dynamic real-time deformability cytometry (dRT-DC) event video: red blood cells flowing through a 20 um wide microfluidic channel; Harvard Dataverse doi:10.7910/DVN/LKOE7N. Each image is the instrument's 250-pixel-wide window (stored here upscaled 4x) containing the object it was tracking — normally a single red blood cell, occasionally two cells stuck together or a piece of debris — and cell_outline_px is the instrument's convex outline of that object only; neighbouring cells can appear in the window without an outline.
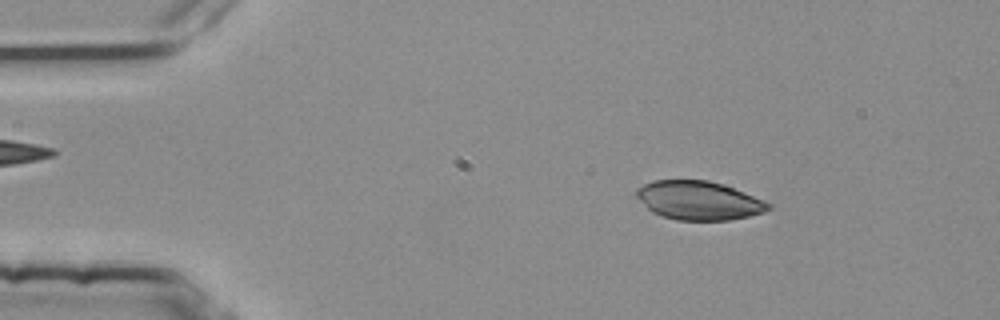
{"species": "common noctule bat (a hibernating species)", "species_latin": "Nyctalus noctula", "temperature_condition": "room temperature", "stored_images_in_passage": 53, "camera_frame_rate_fps": 3000, "um_per_image_px": 0.085, "animal": {"sex": "female", "body_mass_g": 25.1}, "frame": {"image": 1, "passage_image": 8, "time_ms": 2.333, "image_size_px": [1000, 320], "cell_outline_px": [[772, 208], [764, 212], [748, 216], [728, 220], [676, 220], [660, 216], [652, 212], [636, 196], [636, 188], [652, 180], [708, 180], [744, 192], [764, 200], [772, 204]], "centroid_in_image_um": [59.38, 17.04], "position_along_channel_um": 25.6, "area_um2": 29.71}}
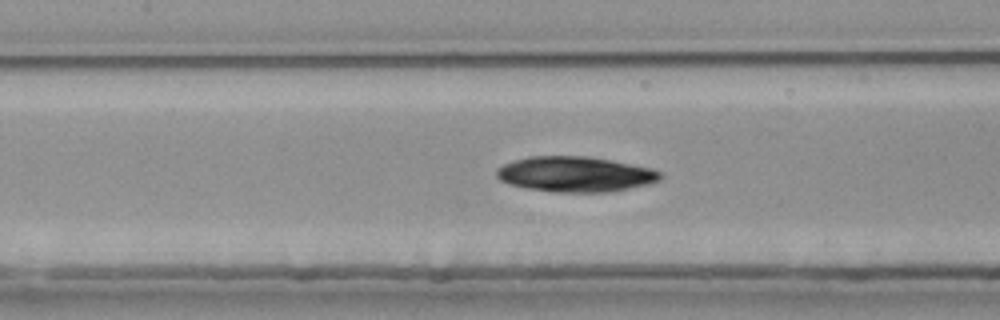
{"frame": {"image": 2, "passage_image": 24, "time_ms": 7.667, "image_size_px": [1000, 320], "cell_outline_px": [[664, 176], [660, 180], [648, 184], [608, 192], [556, 192], [528, 188], [508, 184], [500, 180], [496, 176], [496, 168], [504, 164], [516, 160], [532, 156], [588, 156], [612, 160], [652, 168], [660, 172]], "centroid_in_image_um": [48.91, 14.8], "position_along_channel_um": 158.5, "area_um2": 33.7}}
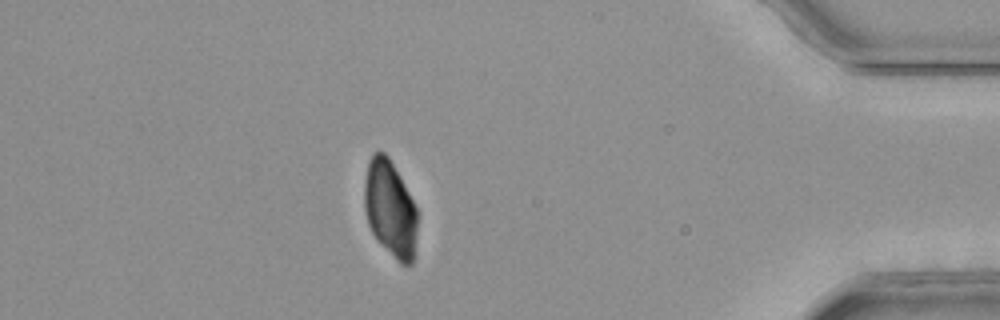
{"frame": {"image": 3, "passage_image": 47, "time_ms": 15.333, "image_size_px": [1000, 320], "cell_outline_px": [[416, 256], [412, 264], [400, 264], [376, 240], [368, 224], [364, 208], [364, 184], [368, 160], [372, 152], [384, 152], [388, 156], [408, 192], [416, 208]], "centroid_in_image_um": [33.14, 17.78], "position_along_channel_um": 402.1, "area_um2": 29.94}}